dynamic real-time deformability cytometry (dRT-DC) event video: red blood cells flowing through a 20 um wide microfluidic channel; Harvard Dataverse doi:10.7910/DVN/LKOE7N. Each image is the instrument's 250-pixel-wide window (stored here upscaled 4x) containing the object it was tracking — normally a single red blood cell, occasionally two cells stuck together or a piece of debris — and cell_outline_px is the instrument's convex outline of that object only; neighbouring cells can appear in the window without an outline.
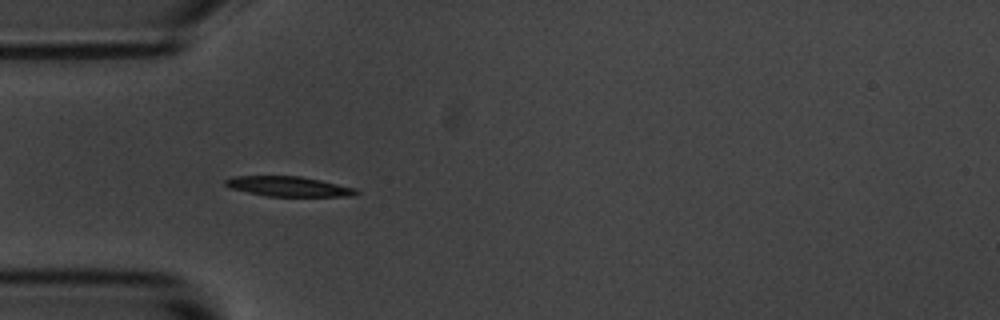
{"species": "common noctule bat (a hibernating species)", "species_latin": "Nyctalus noctula", "temperature_condition": "room temperature", "stored_images_in_passage": 6, "camera_frame_rate_fps": 3000, "um_per_image_px": 0.085, "animal": {"sex": "male", "body_mass_g": 20.1, "forearm_length_mm": 53.5}, "frame": {"image": 1, "passage_image": 2, "time_ms": 1.0, "image_size_px": [1000, 320], "cell_outline_px": [[360, 192], [356, 196], [268, 196], [248, 192], [232, 188], [224, 184], [224, 180], [232, 176], [300, 176], [320, 180], [356, 188]], "centroid_in_image_um": [24.56, 15.84], "position_along_channel_um": 60.4, "area_um2": 15.14}}
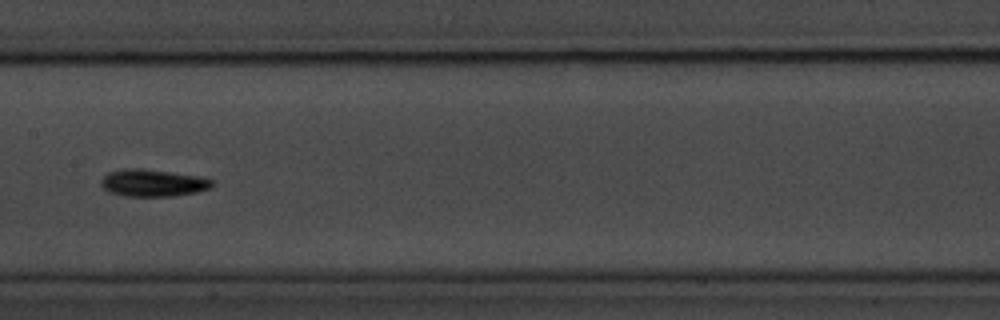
{"frame": {"image": 2, "passage_image": 5, "time_ms": 4.667, "image_size_px": [1000, 320], "cell_outline_px": [[216, 184], [212, 188], [196, 192], [172, 196], [124, 196], [108, 192], [100, 184], [100, 180], [108, 172], [124, 168], [140, 168], [200, 176], [216, 180]], "centroid_in_image_um": [13.03, 15.54], "position_along_channel_um": 194.4, "area_um2": 17.86}}
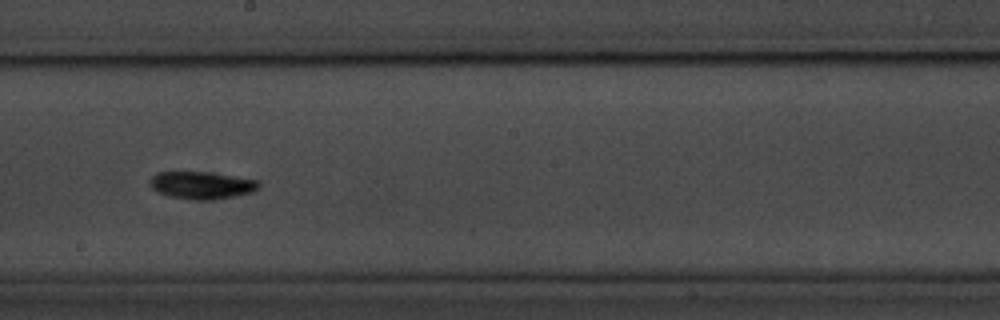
{"frame": {"image": 3, "passage_image": 6, "time_ms": 5.667, "image_size_px": [1000, 320], "cell_outline_px": [[260, 188], [252, 192], [236, 196], [212, 200], [192, 200], [168, 196], [156, 192], [152, 188], [148, 180], [156, 172], [204, 172], [260, 180]], "centroid_in_image_um": [17.13, 15.75], "position_along_channel_um": 231.1, "area_um2": 17.57}}